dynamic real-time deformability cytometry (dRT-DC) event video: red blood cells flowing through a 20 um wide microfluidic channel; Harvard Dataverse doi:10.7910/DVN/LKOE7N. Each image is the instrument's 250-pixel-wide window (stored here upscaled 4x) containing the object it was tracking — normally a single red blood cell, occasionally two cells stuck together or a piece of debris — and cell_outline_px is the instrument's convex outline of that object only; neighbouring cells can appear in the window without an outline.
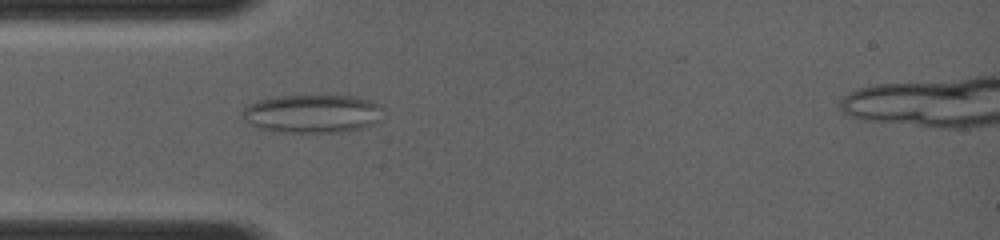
{"species": "common noctule bat (a hibernating species)", "species_latin": "Nyctalus noctula", "temperature_condition": "room temperature", "stored_images_in_passage": 12, "camera_frame_rate_fps": 4000, "um_per_image_px": 0.085, "animal": {"sex": "female", "body_mass_g": 19.0, "forearm_length_mm": 56.7}, "frame": {"image": 1, "passage_image": 12, "time_ms": 3.75, "image_size_px": [1000, 240], "cell_outline_px": [[384, 108], [376, 120], [372, 124], [360, 128], [340, 132], [288, 132], [260, 128], [244, 120], [240, 116], [244, 108], [248, 104], [256, 100], [276, 96], [312, 92], [328, 92], [356, 96], [372, 100], [384, 104]], "centroid_in_image_um": [26.57, 9.57], "position_along_channel_um": 58.4, "area_um2": 32.83}}